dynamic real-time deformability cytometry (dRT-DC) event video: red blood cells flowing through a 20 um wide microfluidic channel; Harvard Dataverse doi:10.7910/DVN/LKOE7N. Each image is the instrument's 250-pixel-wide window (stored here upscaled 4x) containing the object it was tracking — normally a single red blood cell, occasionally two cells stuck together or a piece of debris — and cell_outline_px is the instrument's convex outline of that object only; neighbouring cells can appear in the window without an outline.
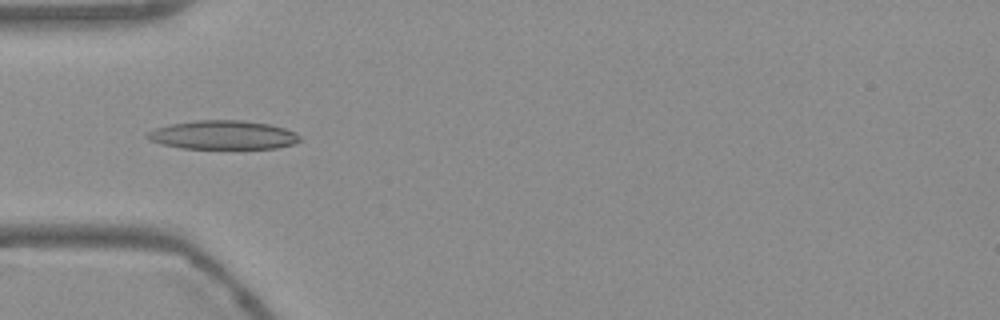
{"species": "Egyptian fruit bat (a non-hibernating species)", "species_latin": "Rousettus aegyptiacus", "temperature_condition": "warm", "stored_images_in_passage": 54, "camera_frame_rate_fps": 3000, "um_per_image_px": 0.085, "frame": {"image": 1, "passage_image": 17, "time_ms": 5.333, "image_size_px": [1000, 320], "cell_outline_px": [[304, 140], [296, 144], [276, 148], [180, 148], [160, 144], [148, 140], [144, 136], [148, 132], [156, 128], [172, 124], [196, 120], [244, 120], [268, 124], [284, 128], [296, 132]], "centroid_in_image_um": [18.99, 11.47], "position_along_channel_um": 66.0, "area_um2": 25.78}}
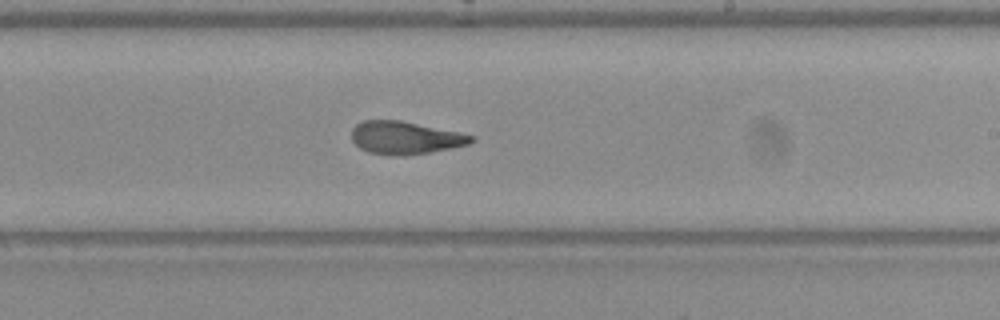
{"frame": {"image": 2, "passage_image": 32, "time_ms": 10.333, "image_size_px": [1000, 320], "cell_outline_px": [[476, 140], [468, 144], [428, 152], [396, 156], [368, 152], [360, 148], [352, 140], [352, 128], [356, 124], [364, 120], [400, 120], [460, 132], [476, 136]], "centroid_in_image_um": [34.44, 11.69], "position_along_channel_um": 254.6, "area_um2": 22.72}}
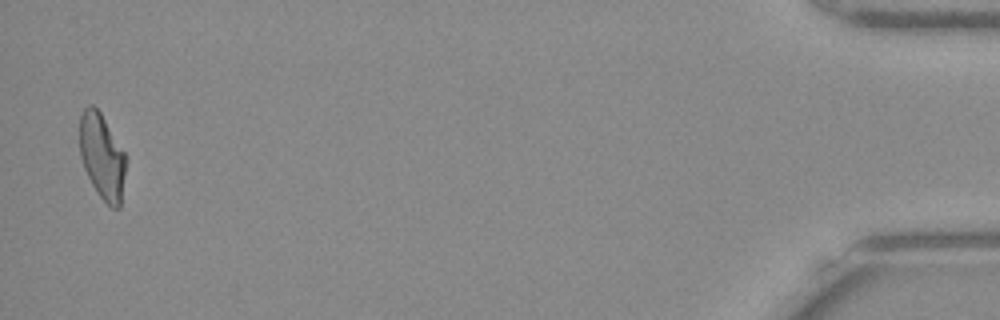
{"frame": {"image": 3, "passage_image": 53, "time_ms": 17.333, "image_size_px": [1000, 320], "cell_outline_px": [[124, 172], [120, 208], [112, 208], [96, 192], [84, 168], [80, 156], [80, 116], [84, 108], [88, 104], [92, 104], [100, 112], [124, 152]], "centroid_in_image_um": [8.64, 13.28], "position_along_channel_um": 426.6, "area_um2": 22.48}, "authors_computed_cell_mechanics": {"area_um2": 23.6402, "velocity_mm_per_s": 3.7601, "shape_relaxation_time_tau1_ms": 7.1831, "shape_relaxation_time_tau2_ms": 2.3947, "deformation_change_tau1": 0.2048, "deformation_change_tau2": 0.1029}}